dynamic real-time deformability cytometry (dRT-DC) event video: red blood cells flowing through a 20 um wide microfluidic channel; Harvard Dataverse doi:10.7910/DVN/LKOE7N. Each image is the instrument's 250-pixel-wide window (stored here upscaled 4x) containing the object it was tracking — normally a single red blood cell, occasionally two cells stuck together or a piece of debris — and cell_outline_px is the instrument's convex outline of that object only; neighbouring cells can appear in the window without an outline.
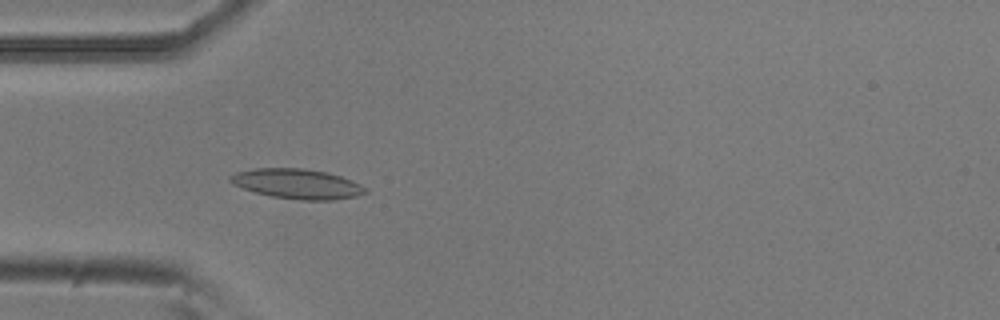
{"species": "common noctule bat (a hibernating species)", "species_latin": "Nyctalus noctula", "temperature_condition": "room temperature", "stored_images_in_passage": 53, "camera_frame_rate_fps": 3000, "um_per_image_px": 0.085, "animal": {"sex": "male", "body_mass_g": 20.5, "forearm_length_mm": 52.5}, "frame": {"image": 1, "passage_image": 16, "time_ms": 5.0, "image_size_px": [1000, 320], "cell_outline_px": [[368, 192], [356, 196], [332, 200], [300, 200], [272, 196], [256, 192], [232, 184], [228, 180], [228, 176], [236, 172], [256, 168], [304, 168], [328, 172], [352, 180], [368, 188]], "centroid_in_image_um": [25.28, 15.62], "position_along_channel_um": 59.7, "area_um2": 23.58}}
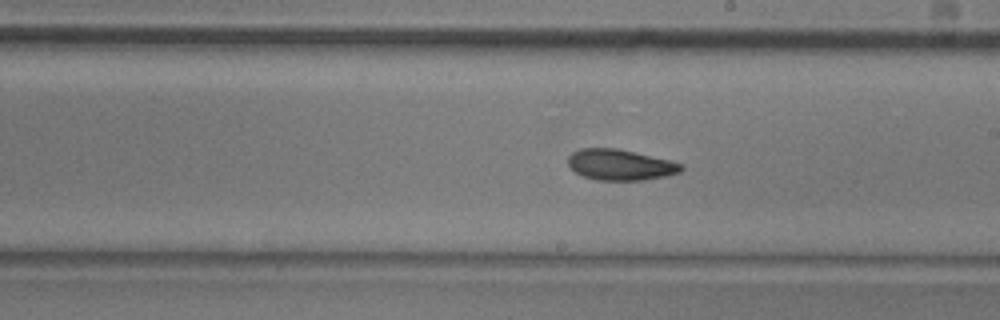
{"frame": {"image": 2, "passage_image": 30, "time_ms": 9.667, "image_size_px": [1000, 320], "cell_outline_px": [[684, 168], [680, 172], [668, 176], [644, 180], [596, 180], [584, 176], [576, 172], [568, 164], [568, 156], [572, 152], [580, 148], [616, 148], [668, 160], [684, 164]], "centroid_in_image_um": [52.73, 14.01], "position_along_channel_um": 236.3, "area_um2": 20.29}}
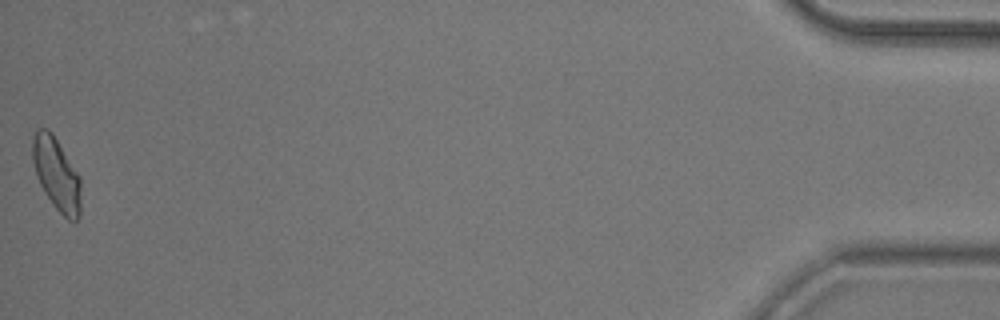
{"frame": {"image": 3, "passage_image": 53, "time_ms": 17.333, "image_size_px": [1000, 320], "cell_outline_px": [[80, 216], [76, 220], [68, 220], [52, 204], [40, 184], [36, 176], [32, 160], [32, 136], [36, 128], [48, 128], [52, 132], [80, 176]], "centroid_in_image_um": [4.78, 14.76], "position_along_channel_um": 430.4, "area_um2": 20.58}, "authors_computed_cell_mechanics": {"area_um2": 20.6346, "velocity_mm_per_s": 3.8134, "shape_relaxation_time_tau1_ms": 11.0822, "shape_relaxation_time_tau2_ms": 3.8292, "deformation_change_tau1": 0.2354, "deformation_change_tau2": 0.098}}